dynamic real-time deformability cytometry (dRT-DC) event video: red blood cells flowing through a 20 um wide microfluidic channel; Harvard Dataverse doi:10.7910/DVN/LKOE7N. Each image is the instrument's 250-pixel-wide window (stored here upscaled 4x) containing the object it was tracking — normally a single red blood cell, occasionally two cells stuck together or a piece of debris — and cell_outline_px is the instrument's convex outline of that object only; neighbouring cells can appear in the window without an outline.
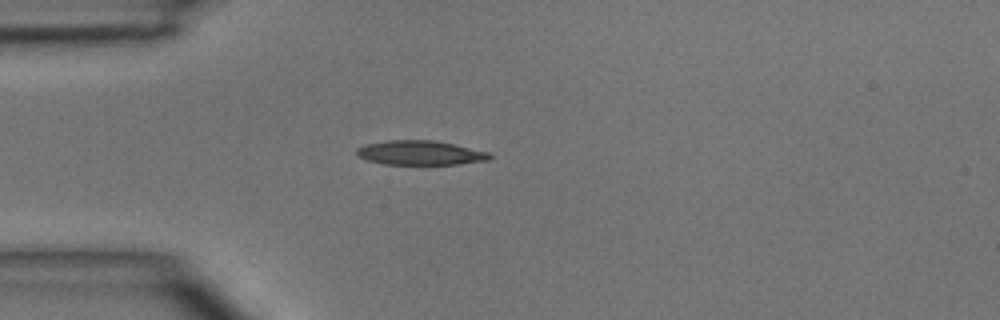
{"species": "common noctule bat (a hibernating species)", "species_latin": "Nyctalus noctula", "temperature_condition": "room temperature", "stored_images_in_passage": 3, "camera_frame_rate_fps": 3000, "um_per_image_px": 0.085, "animal": {"sex": "male", "body_mass_g": 15.6}, "frame": {"image": 1, "passage_image": 3, "time_ms": 2.333, "image_size_px": [1000, 320], "cell_outline_px": [[492, 156], [488, 160], [456, 164], [384, 164], [368, 160], [356, 156], [356, 148], [364, 144], [388, 140], [432, 140], [456, 144], [488, 152]], "centroid_in_image_um": [35.68, 12.98], "position_along_channel_um": 49.3, "area_um2": 18.9}}